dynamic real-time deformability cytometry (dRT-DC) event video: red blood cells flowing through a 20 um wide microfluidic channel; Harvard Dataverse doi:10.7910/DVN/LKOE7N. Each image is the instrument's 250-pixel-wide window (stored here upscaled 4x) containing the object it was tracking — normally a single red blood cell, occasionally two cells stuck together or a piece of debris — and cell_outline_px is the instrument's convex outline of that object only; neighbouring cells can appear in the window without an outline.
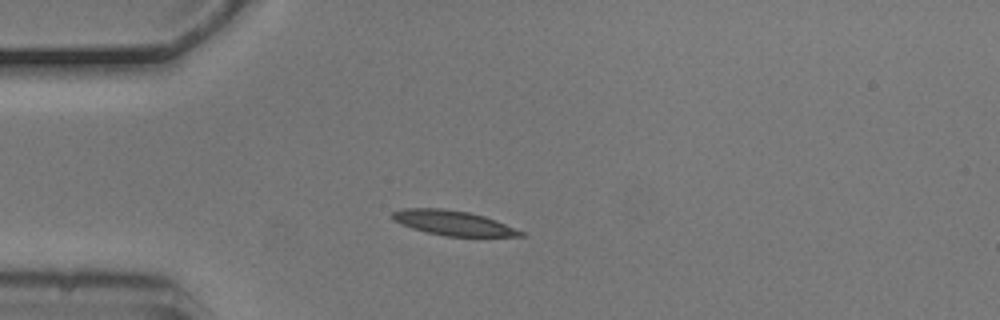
{"species": "common noctule bat (a hibernating species)", "species_latin": "Nyctalus noctula", "temperature_condition": "cold", "stored_images_in_passage": 11, "camera_frame_rate_fps": 3000, "um_per_image_px": 0.085, "animal": {"sex": "male", "body_mass_g": 20.5, "forearm_length_mm": 52.5}, "frame": {"image": 1, "passage_image": 1, "time_ms": 0.0, "image_size_px": [1000, 320], "cell_outline_px": [[524, 236], [448, 236], [428, 232], [412, 228], [400, 224], [392, 220], [392, 212], [404, 208], [440, 208], [468, 212], [484, 216], [496, 220], [524, 232]], "centroid_in_image_um": [38.48, 18.94], "position_along_channel_um": 46.5, "area_um2": 18.26}}
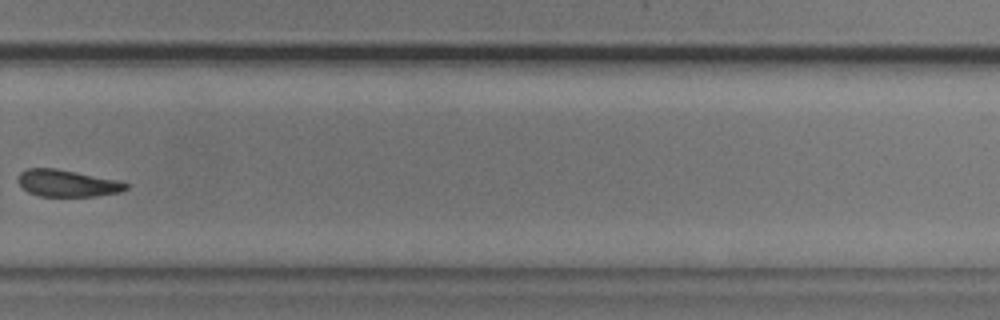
{"frame": {"image": 2, "passage_image": 8, "time_ms": 2.333, "image_size_px": [1000, 320], "cell_outline_px": [[128, 188], [120, 192], [96, 196], [40, 196], [28, 192], [16, 180], [16, 176], [20, 172], [28, 168], [56, 168], [116, 180], [128, 184]], "centroid_in_image_um": [5.67, 15.57], "position_along_channel_um": 324.1, "area_um2": 16.82}}
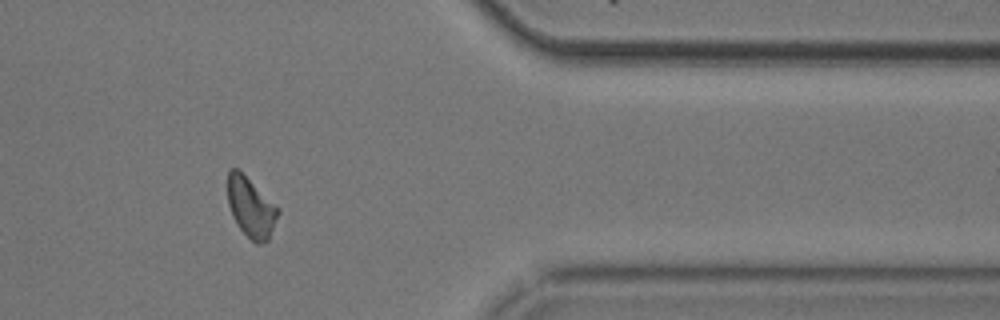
{"frame": {"image": 3, "passage_image": 10, "time_ms": 3.0, "image_size_px": [1000, 320], "cell_outline_px": [[280, 212], [268, 240], [264, 244], [256, 244], [240, 228], [232, 216], [228, 204], [228, 168], [236, 168], [280, 208]], "centroid_in_image_um": [21.34, 17.64], "position_along_channel_um": 390.1, "area_um2": 17.4}}